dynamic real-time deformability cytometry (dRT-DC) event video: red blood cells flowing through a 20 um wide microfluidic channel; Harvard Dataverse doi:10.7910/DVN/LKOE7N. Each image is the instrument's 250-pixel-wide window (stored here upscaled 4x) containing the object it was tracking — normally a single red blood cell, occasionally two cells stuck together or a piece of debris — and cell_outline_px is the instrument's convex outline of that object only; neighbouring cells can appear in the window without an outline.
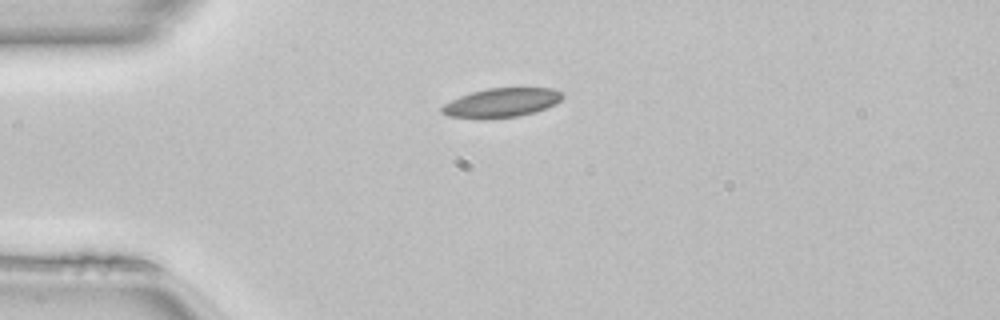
{"species": "common noctule bat (a hibernating species)", "species_latin": "Nyctalus noctula", "temperature_condition": "room temperature", "stored_images_in_passage": 9, "camera_frame_rate_fps": 3000, "um_per_image_px": 0.085, "animal": {"sex": "female", "body_mass_g": 22.7, "forearm_length_mm": 54.2}, "frame": {"image": 1, "passage_image": 1, "time_ms": 0.0, "image_size_px": [1000, 320], "cell_outline_px": [[564, 96], [556, 104], [536, 112], [516, 116], [448, 116], [440, 112], [440, 108], [444, 104], [460, 96], [472, 92], [488, 88], [552, 88], [560, 92]], "centroid_in_image_um": [42.68, 8.69], "position_along_channel_um": 42.3, "area_um2": 19.65}}